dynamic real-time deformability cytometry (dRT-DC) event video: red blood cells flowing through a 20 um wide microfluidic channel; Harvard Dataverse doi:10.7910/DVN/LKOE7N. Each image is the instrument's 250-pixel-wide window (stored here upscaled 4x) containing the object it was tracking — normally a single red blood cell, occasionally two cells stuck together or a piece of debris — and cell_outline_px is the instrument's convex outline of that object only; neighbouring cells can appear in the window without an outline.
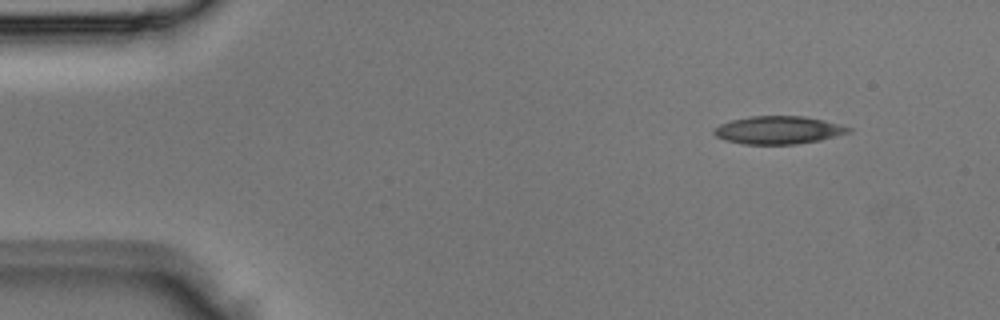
{"species": "Egyptian fruit bat (a non-hibernating species)", "species_latin": "Rousettus aegyptiacus", "temperature_condition": "room temperature", "stored_images_in_passage": 3, "camera_frame_rate_fps": 3000, "um_per_image_px": 0.085, "animal": {"sex": "male"}, "frame": {"image": 1, "passage_image": 1, "time_ms": 0.0, "image_size_px": [1000, 320], "cell_outline_px": [[852, 132], [820, 140], [796, 144], [744, 144], [724, 140], [716, 136], [712, 132], [720, 124], [732, 120], [752, 116], [804, 116], [824, 120], [840, 124], [852, 128]], "centroid_in_image_um": [66.19, 11.06], "position_along_channel_um": 18.8, "area_um2": 21.85}}
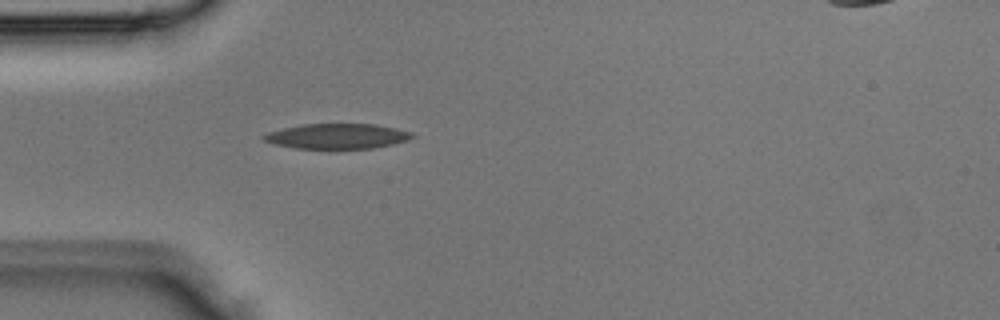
{"frame": {"image": 2, "passage_image": 3, "time_ms": 0.667, "image_size_px": [1000, 320], "cell_outline_px": [[416, 136], [408, 140], [392, 144], [372, 148], [296, 148], [272, 144], [264, 140], [260, 136], [268, 132], [300, 124], [376, 124], [396, 128], [412, 132]], "centroid_in_image_um": [28.66, 11.57], "position_along_channel_um": 56.3, "area_um2": 21.73}}